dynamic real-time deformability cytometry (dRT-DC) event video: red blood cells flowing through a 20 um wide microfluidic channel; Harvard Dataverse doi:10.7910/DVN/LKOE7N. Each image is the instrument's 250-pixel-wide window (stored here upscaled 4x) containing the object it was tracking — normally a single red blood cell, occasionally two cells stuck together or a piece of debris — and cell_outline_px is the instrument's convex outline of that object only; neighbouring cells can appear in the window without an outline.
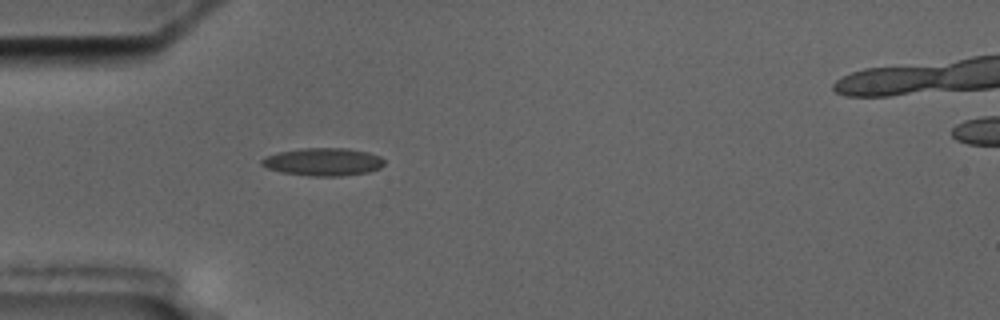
{"species": "common noctule bat (a hibernating species)", "species_latin": "Nyctalus noctula", "temperature_condition": "cold", "stored_images_in_passage": 6, "segment_of_instrument_passage": [1, 2], "camera_frame_rate_fps": 3000, "um_per_image_px": 0.085, "animal": {"sex": "male", "body_mass_g": 17.5, "forearm_length_mm": 52.3}, "frame": {"image": 1, "passage_image": 5, "time_ms": 4.667, "image_size_px": [1000, 320], "cell_outline_px": [[384, 164], [380, 168], [368, 172], [340, 176], [308, 176], [280, 172], [268, 168], [260, 164], [260, 160], [264, 156], [280, 152], [300, 148], [348, 148], [368, 152], [380, 156], [384, 160]], "centroid_in_image_um": [27.45, 13.75], "position_along_channel_um": 57.5, "area_um2": 20.0}}